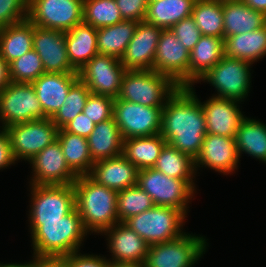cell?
<instances>
[{
	"label": "cell",
	"instance_id": "1",
	"mask_svg": "<svg viewBox=\"0 0 266 267\" xmlns=\"http://www.w3.org/2000/svg\"><path fill=\"white\" fill-rule=\"evenodd\" d=\"M193 87H178L165 101L160 134L167 144L194 160L207 134L205 115Z\"/></svg>",
	"mask_w": 266,
	"mask_h": 267
},
{
	"label": "cell",
	"instance_id": "2",
	"mask_svg": "<svg viewBox=\"0 0 266 267\" xmlns=\"http://www.w3.org/2000/svg\"><path fill=\"white\" fill-rule=\"evenodd\" d=\"M34 257L59 260L77 252L87 231L75 208L60 221H42V225H31Z\"/></svg>",
	"mask_w": 266,
	"mask_h": 267
},
{
	"label": "cell",
	"instance_id": "3",
	"mask_svg": "<svg viewBox=\"0 0 266 267\" xmlns=\"http://www.w3.org/2000/svg\"><path fill=\"white\" fill-rule=\"evenodd\" d=\"M75 206L87 232H103L116 223L118 192L97 184L88 175H81L73 183Z\"/></svg>",
	"mask_w": 266,
	"mask_h": 267
},
{
	"label": "cell",
	"instance_id": "4",
	"mask_svg": "<svg viewBox=\"0 0 266 267\" xmlns=\"http://www.w3.org/2000/svg\"><path fill=\"white\" fill-rule=\"evenodd\" d=\"M178 87L168 76L153 70H126L119 95L115 99L150 107H164V101Z\"/></svg>",
	"mask_w": 266,
	"mask_h": 267
},
{
	"label": "cell",
	"instance_id": "5",
	"mask_svg": "<svg viewBox=\"0 0 266 267\" xmlns=\"http://www.w3.org/2000/svg\"><path fill=\"white\" fill-rule=\"evenodd\" d=\"M185 214L177 208L154 206L138 215L132 216L124 223L135 231L149 245L163 243L180 237V227Z\"/></svg>",
	"mask_w": 266,
	"mask_h": 267
},
{
	"label": "cell",
	"instance_id": "6",
	"mask_svg": "<svg viewBox=\"0 0 266 267\" xmlns=\"http://www.w3.org/2000/svg\"><path fill=\"white\" fill-rule=\"evenodd\" d=\"M137 185L152 198L155 206L174 207L185 215L188 200L195 190L193 180L171 178L154 168L139 170Z\"/></svg>",
	"mask_w": 266,
	"mask_h": 267
},
{
	"label": "cell",
	"instance_id": "7",
	"mask_svg": "<svg viewBox=\"0 0 266 267\" xmlns=\"http://www.w3.org/2000/svg\"><path fill=\"white\" fill-rule=\"evenodd\" d=\"M189 235V236H188ZM182 234L168 242L149 246L145 267H192L206 249L203 237Z\"/></svg>",
	"mask_w": 266,
	"mask_h": 267
},
{
	"label": "cell",
	"instance_id": "8",
	"mask_svg": "<svg viewBox=\"0 0 266 267\" xmlns=\"http://www.w3.org/2000/svg\"><path fill=\"white\" fill-rule=\"evenodd\" d=\"M47 118L32 83L10 82L0 92V119L3 128L13 124Z\"/></svg>",
	"mask_w": 266,
	"mask_h": 267
},
{
	"label": "cell",
	"instance_id": "9",
	"mask_svg": "<svg viewBox=\"0 0 266 267\" xmlns=\"http://www.w3.org/2000/svg\"><path fill=\"white\" fill-rule=\"evenodd\" d=\"M10 137L15 160H31L46 146L57 140L59 128L51 118L13 124L5 128Z\"/></svg>",
	"mask_w": 266,
	"mask_h": 267
},
{
	"label": "cell",
	"instance_id": "10",
	"mask_svg": "<svg viewBox=\"0 0 266 267\" xmlns=\"http://www.w3.org/2000/svg\"><path fill=\"white\" fill-rule=\"evenodd\" d=\"M31 225L60 221L75 208L74 185H32Z\"/></svg>",
	"mask_w": 266,
	"mask_h": 267
},
{
	"label": "cell",
	"instance_id": "11",
	"mask_svg": "<svg viewBox=\"0 0 266 267\" xmlns=\"http://www.w3.org/2000/svg\"><path fill=\"white\" fill-rule=\"evenodd\" d=\"M83 13L84 0H29L28 19L39 28L69 31Z\"/></svg>",
	"mask_w": 266,
	"mask_h": 267
},
{
	"label": "cell",
	"instance_id": "12",
	"mask_svg": "<svg viewBox=\"0 0 266 267\" xmlns=\"http://www.w3.org/2000/svg\"><path fill=\"white\" fill-rule=\"evenodd\" d=\"M163 107H150L115 99L113 117L123 139L160 134Z\"/></svg>",
	"mask_w": 266,
	"mask_h": 267
},
{
	"label": "cell",
	"instance_id": "13",
	"mask_svg": "<svg viewBox=\"0 0 266 267\" xmlns=\"http://www.w3.org/2000/svg\"><path fill=\"white\" fill-rule=\"evenodd\" d=\"M251 63L242 59L224 56L200 79L207 80L219 93L216 98L243 101L250 86Z\"/></svg>",
	"mask_w": 266,
	"mask_h": 267
},
{
	"label": "cell",
	"instance_id": "14",
	"mask_svg": "<svg viewBox=\"0 0 266 267\" xmlns=\"http://www.w3.org/2000/svg\"><path fill=\"white\" fill-rule=\"evenodd\" d=\"M125 72L121 59L97 54L78 71V77L91 93L115 99L119 95Z\"/></svg>",
	"mask_w": 266,
	"mask_h": 267
},
{
	"label": "cell",
	"instance_id": "15",
	"mask_svg": "<svg viewBox=\"0 0 266 267\" xmlns=\"http://www.w3.org/2000/svg\"><path fill=\"white\" fill-rule=\"evenodd\" d=\"M190 51L170 31L162 30L157 44L153 71L168 76L177 86L189 87Z\"/></svg>",
	"mask_w": 266,
	"mask_h": 267
},
{
	"label": "cell",
	"instance_id": "16",
	"mask_svg": "<svg viewBox=\"0 0 266 267\" xmlns=\"http://www.w3.org/2000/svg\"><path fill=\"white\" fill-rule=\"evenodd\" d=\"M29 161L35 172L32 185H72L77 180L78 176L66 163L58 139Z\"/></svg>",
	"mask_w": 266,
	"mask_h": 267
},
{
	"label": "cell",
	"instance_id": "17",
	"mask_svg": "<svg viewBox=\"0 0 266 267\" xmlns=\"http://www.w3.org/2000/svg\"><path fill=\"white\" fill-rule=\"evenodd\" d=\"M33 49L42 60L45 73H78L68 59L64 31L34 25Z\"/></svg>",
	"mask_w": 266,
	"mask_h": 267
},
{
	"label": "cell",
	"instance_id": "18",
	"mask_svg": "<svg viewBox=\"0 0 266 267\" xmlns=\"http://www.w3.org/2000/svg\"><path fill=\"white\" fill-rule=\"evenodd\" d=\"M163 29L147 23L138 22L134 36L121 58L126 70H152L157 44Z\"/></svg>",
	"mask_w": 266,
	"mask_h": 267
},
{
	"label": "cell",
	"instance_id": "19",
	"mask_svg": "<svg viewBox=\"0 0 266 267\" xmlns=\"http://www.w3.org/2000/svg\"><path fill=\"white\" fill-rule=\"evenodd\" d=\"M239 158L233 137L206 134L200 153L195 159V168L205 165L225 174L234 171Z\"/></svg>",
	"mask_w": 266,
	"mask_h": 267
},
{
	"label": "cell",
	"instance_id": "20",
	"mask_svg": "<svg viewBox=\"0 0 266 267\" xmlns=\"http://www.w3.org/2000/svg\"><path fill=\"white\" fill-rule=\"evenodd\" d=\"M78 79V73H44L32 83L47 118H52L60 109Z\"/></svg>",
	"mask_w": 266,
	"mask_h": 267
},
{
	"label": "cell",
	"instance_id": "21",
	"mask_svg": "<svg viewBox=\"0 0 266 267\" xmlns=\"http://www.w3.org/2000/svg\"><path fill=\"white\" fill-rule=\"evenodd\" d=\"M237 102L239 101L213 96L206 103L201 104L205 115L207 134L235 138L239 124L244 118Z\"/></svg>",
	"mask_w": 266,
	"mask_h": 267
},
{
	"label": "cell",
	"instance_id": "22",
	"mask_svg": "<svg viewBox=\"0 0 266 267\" xmlns=\"http://www.w3.org/2000/svg\"><path fill=\"white\" fill-rule=\"evenodd\" d=\"M137 167L122 154L97 161L88 176L97 184L115 191H121L137 184Z\"/></svg>",
	"mask_w": 266,
	"mask_h": 267
},
{
	"label": "cell",
	"instance_id": "23",
	"mask_svg": "<svg viewBox=\"0 0 266 267\" xmlns=\"http://www.w3.org/2000/svg\"><path fill=\"white\" fill-rule=\"evenodd\" d=\"M103 232L110 233L108 240L113 262L144 264L150 245L124 222Z\"/></svg>",
	"mask_w": 266,
	"mask_h": 267
},
{
	"label": "cell",
	"instance_id": "24",
	"mask_svg": "<svg viewBox=\"0 0 266 267\" xmlns=\"http://www.w3.org/2000/svg\"><path fill=\"white\" fill-rule=\"evenodd\" d=\"M65 42L68 59L76 72L99 54L97 29L84 21L65 32Z\"/></svg>",
	"mask_w": 266,
	"mask_h": 267
},
{
	"label": "cell",
	"instance_id": "25",
	"mask_svg": "<svg viewBox=\"0 0 266 267\" xmlns=\"http://www.w3.org/2000/svg\"><path fill=\"white\" fill-rule=\"evenodd\" d=\"M224 39L241 33H248L266 25V15L253 10L242 0H224Z\"/></svg>",
	"mask_w": 266,
	"mask_h": 267
},
{
	"label": "cell",
	"instance_id": "26",
	"mask_svg": "<svg viewBox=\"0 0 266 267\" xmlns=\"http://www.w3.org/2000/svg\"><path fill=\"white\" fill-rule=\"evenodd\" d=\"M224 57V38L202 35L190 51L189 86L200 80Z\"/></svg>",
	"mask_w": 266,
	"mask_h": 267
},
{
	"label": "cell",
	"instance_id": "27",
	"mask_svg": "<svg viewBox=\"0 0 266 267\" xmlns=\"http://www.w3.org/2000/svg\"><path fill=\"white\" fill-rule=\"evenodd\" d=\"M123 140L114 117L96 124L92 133L87 137L93 162L121 155Z\"/></svg>",
	"mask_w": 266,
	"mask_h": 267
},
{
	"label": "cell",
	"instance_id": "28",
	"mask_svg": "<svg viewBox=\"0 0 266 267\" xmlns=\"http://www.w3.org/2000/svg\"><path fill=\"white\" fill-rule=\"evenodd\" d=\"M33 32L29 19L0 29V56L9 64L32 50Z\"/></svg>",
	"mask_w": 266,
	"mask_h": 267
},
{
	"label": "cell",
	"instance_id": "29",
	"mask_svg": "<svg viewBox=\"0 0 266 267\" xmlns=\"http://www.w3.org/2000/svg\"><path fill=\"white\" fill-rule=\"evenodd\" d=\"M266 55V25L248 33L224 39V56L242 59L253 64Z\"/></svg>",
	"mask_w": 266,
	"mask_h": 267
},
{
	"label": "cell",
	"instance_id": "30",
	"mask_svg": "<svg viewBox=\"0 0 266 267\" xmlns=\"http://www.w3.org/2000/svg\"><path fill=\"white\" fill-rule=\"evenodd\" d=\"M196 0H155L148 3L144 21L163 30L170 29L192 14Z\"/></svg>",
	"mask_w": 266,
	"mask_h": 267
},
{
	"label": "cell",
	"instance_id": "31",
	"mask_svg": "<svg viewBox=\"0 0 266 267\" xmlns=\"http://www.w3.org/2000/svg\"><path fill=\"white\" fill-rule=\"evenodd\" d=\"M166 144L161 134L124 139L122 155L138 170L153 168Z\"/></svg>",
	"mask_w": 266,
	"mask_h": 267
},
{
	"label": "cell",
	"instance_id": "32",
	"mask_svg": "<svg viewBox=\"0 0 266 267\" xmlns=\"http://www.w3.org/2000/svg\"><path fill=\"white\" fill-rule=\"evenodd\" d=\"M60 143L67 165L77 175H88L93 167L87 138L59 129Z\"/></svg>",
	"mask_w": 266,
	"mask_h": 267
},
{
	"label": "cell",
	"instance_id": "33",
	"mask_svg": "<svg viewBox=\"0 0 266 267\" xmlns=\"http://www.w3.org/2000/svg\"><path fill=\"white\" fill-rule=\"evenodd\" d=\"M137 24V21L123 20L112 26L97 29L98 53L121 59L134 36Z\"/></svg>",
	"mask_w": 266,
	"mask_h": 267
},
{
	"label": "cell",
	"instance_id": "34",
	"mask_svg": "<svg viewBox=\"0 0 266 267\" xmlns=\"http://www.w3.org/2000/svg\"><path fill=\"white\" fill-rule=\"evenodd\" d=\"M238 154H250L266 163V126L259 121L244 117L235 135Z\"/></svg>",
	"mask_w": 266,
	"mask_h": 267
},
{
	"label": "cell",
	"instance_id": "35",
	"mask_svg": "<svg viewBox=\"0 0 266 267\" xmlns=\"http://www.w3.org/2000/svg\"><path fill=\"white\" fill-rule=\"evenodd\" d=\"M191 17L202 35L224 38L223 2L220 0H196Z\"/></svg>",
	"mask_w": 266,
	"mask_h": 267
},
{
	"label": "cell",
	"instance_id": "36",
	"mask_svg": "<svg viewBox=\"0 0 266 267\" xmlns=\"http://www.w3.org/2000/svg\"><path fill=\"white\" fill-rule=\"evenodd\" d=\"M171 178L192 180L195 168V160L188 154L182 153L166 144L162 149L153 167Z\"/></svg>",
	"mask_w": 266,
	"mask_h": 267
},
{
	"label": "cell",
	"instance_id": "37",
	"mask_svg": "<svg viewBox=\"0 0 266 267\" xmlns=\"http://www.w3.org/2000/svg\"><path fill=\"white\" fill-rule=\"evenodd\" d=\"M154 206L152 198L137 184L118 191L117 215L119 222H125L130 217L149 210Z\"/></svg>",
	"mask_w": 266,
	"mask_h": 267
},
{
	"label": "cell",
	"instance_id": "38",
	"mask_svg": "<svg viewBox=\"0 0 266 267\" xmlns=\"http://www.w3.org/2000/svg\"><path fill=\"white\" fill-rule=\"evenodd\" d=\"M83 21L96 29L123 21L115 0H84Z\"/></svg>",
	"mask_w": 266,
	"mask_h": 267
},
{
	"label": "cell",
	"instance_id": "39",
	"mask_svg": "<svg viewBox=\"0 0 266 267\" xmlns=\"http://www.w3.org/2000/svg\"><path fill=\"white\" fill-rule=\"evenodd\" d=\"M87 85L78 79L69 89L63 105L51 118L52 122L59 128H63L73 120L79 113L83 112L86 100L90 95Z\"/></svg>",
	"mask_w": 266,
	"mask_h": 267
},
{
	"label": "cell",
	"instance_id": "40",
	"mask_svg": "<svg viewBox=\"0 0 266 267\" xmlns=\"http://www.w3.org/2000/svg\"><path fill=\"white\" fill-rule=\"evenodd\" d=\"M44 73L42 60L34 49L9 63L11 82L33 83Z\"/></svg>",
	"mask_w": 266,
	"mask_h": 267
},
{
	"label": "cell",
	"instance_id": "41",
	"mask_svg": "<svg viewBox=\"0 0 266 267\" xmlns=\"http://www.w3.org/2000/svg\"><path fill=\"white\" fill-rule=\"evenodd\" d=\"M115 99L105 95L90 93L88 96L83 113L95 124L113 118Z\"/></svg>",
	"mask_w": 266,
	"mask_h": 267
},
{
	"label": "cell",
	"instance_id": "42",
	"mask_svg": "<svg viewBox=\"0 0 266 267\" xmlns=\"http://www.w3.org/2000/svg\"><path fill=\"white\" fill-rule=\"evenodd\" d=\"M29 0H0V29L28 19Z\"/></svg>",
	"mask_w": 266,
	"mask_h": 267
},
{
	"label": "cell",
	"instance_id": "43",
	"mask_svg": "<svg viewBox=\"0 0 266 267\" xmlns=\"http://www.w3.org/2000/svg\"><path fill=\"white\" fill-rule=\"evenodd\" d=\"M170 31L179 39L180 42H183L185 48L189 51L195 47L202 36L201 31L191 16L182 19L180 22L173 25L170 28Z\"/></svg>",
	"mask_w": 266,
	"mask_h": 267
},
{
	"label": "cell",
	"instance_id": "44",
	"mask_svg": "<svg viewBox=\"0 0 266 267\" xmlns=\"http://www.w3.org/2000/svg\"><path fill=\"white\" fill-rule=\"evenodd\" d=\"M123 20L144 21L148 0H115Z\"/></svg>",
	"mask_w": 266,
	"mask_h": 267
},
{
	"label": "cell",
	"instance_id": "45",
	"mask_svg": "<svg viewBox=\"0 0 266 267\" xmlns=\"http://www.w3.org/2000/svg\"><path fill=\"white\" fill-rule=\"evenodd\" d=\"M64 267H108L106 258L93 255H80L73 252L59 259Z\"/></svg>",
	"mask_w": 266,
	"mask_h": 267
},
{
	"label": "cell",
	"instance_id": "46",
	"mask_svg": "<svg viewBox=\"0 0 266 267\" xmlns=\"http://www.w3.org/2000/svg\"><path fill=\"white\" fill-rule=\"evenodd\" d=\"M95 123L83 112L68 122L63 129L69 133L87 138L95 128Z\"/></svg>",
	"mask_w": 266,
	"mask_h": 267
},
{
	"label": "cell",
	"instance_id": "47",
	"mask_svg": "<svg viewBox=\"0 0 266 267\" xmlns=\"http://www.w3.org/2000/svg\"><path fill=\"white\" fill-rule=\"evenodd\" d=\"M15 161L9 134L3 129L0 131V169L8 167L12 163L14 164Z\"/></svg>",
	"mask_w": 266,
	"mask_h": 267
},
{
	"label": "cell",
	"instance_id": "48",
	"mask_svg": "<svg viewBox=\"0 0 266 267\" xmlns=\"http://www.w3.org/2000/svg\"><path fill=\"white\" fill-rule=\"evenodd\" d=\"M11 82L9 64L0 56V92Z\"/></svg>",
	"mask_w": 266,
	"mask_h": 267
},
{
	"label": "cell",
	"instance_id": "49",
	"mask_svg": "<svg viewBox=\"0 0 266 267\" xmlns=\"http://www.w3.org/2000/svg\"><path fill=\"white\" fill-rule=\"evenodd\" d=\"M247 6L253 10L262 12L266 15V0H242Z\"/></svg>",
	"mask_w": 266,
	"mask_h": 267
},
{
	"label": "cell",
	"instance_id": "50",
	"mask_svg": "<svg viewBox=\"0 0 266 267\" xmlns=\"http://www.w3.org/2000/svg\"><path fill=\"white\" fill-rule=\"evenodd\" d=\"M35 267H64L60 260L37 259L35 258Z\"/></svg>",
	"mask_w": 266,
	"mask_h": 267
},
{
	"label": "cell",
	"instance_id": "51",
	"mask_svg": "<svg viewBox=\"0 0 266 267\" xmlns=\"http://www.w3.org/2000/svg\"><path fill=\"white\" fill-rule=\"evenodd\" d=\"M108 267H145L144 264L141 263H118V262H113L108 261Z\"/></svg>",
	"mask_w": 266,
	"mask_h": 267
},
{
	"label": "cell",
	"instance_id": "52",
	"mask_svg": "<svg viewBox=\"0 0 266 267\" xmlns=\"http://www.w3.org/2000/svg\"><path fill=\"white\" fill-rule=\"evenodd\" d=\"M3 267H35V260L27 264H3Z\"/></svg>",
	"mask_w": 266,
	"mask_h": 267
}]
</instances>
